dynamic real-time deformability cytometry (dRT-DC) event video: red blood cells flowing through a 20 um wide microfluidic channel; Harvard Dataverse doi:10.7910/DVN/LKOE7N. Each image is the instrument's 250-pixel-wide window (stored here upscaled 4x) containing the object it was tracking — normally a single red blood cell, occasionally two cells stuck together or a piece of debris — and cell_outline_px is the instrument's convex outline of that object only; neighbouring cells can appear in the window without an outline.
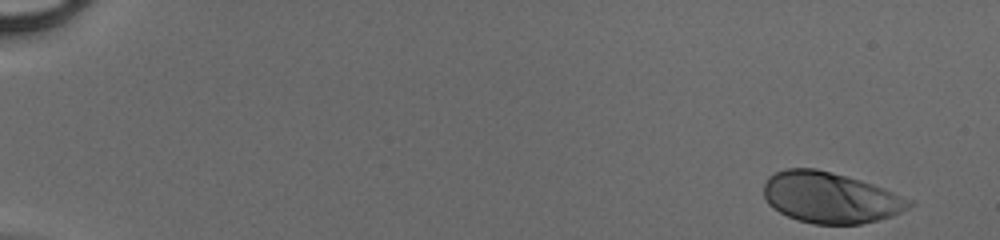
{"species": "human", "species_latin": "Homo sapiens", "temperature_condition": "cold", "stored_images_in_passage": 42, "camera_frame_rate_fps": 3000, "um_per_image_px": 0.085, "donor": {"sex": "male"}, "frame": {"image": 1, "passage_image": 1, "time_ms": 0.0, "image_size_px": [1000, 240], "cell_outline_px": [[916, 204], [892, 216], [860, 224], [812, 224], [796, 220], [772, 208], [768, 204], [764, 196], [764, 184], [768, 176], [784, 168], [816, 168], [860, 180], [884, 188], [912, 200]], "centroid_in_image_um": [70.56, 16.8], "position_along_channel_um": 14.4, "area_um2": 43.23}}
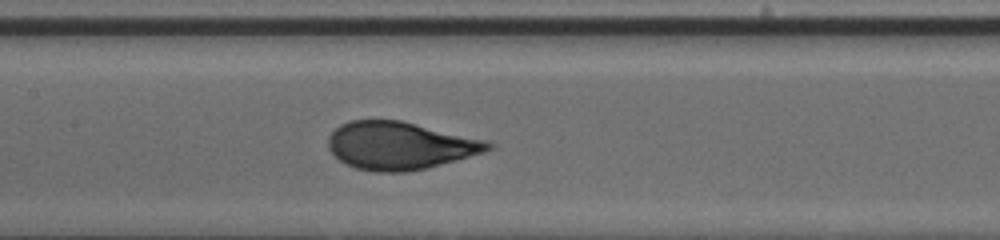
{"frame": {"image": 2, "passage_image": 24, "time_ms": 7.667, "image_size_px": [1000, 240], "cell_outline_px": [[496, 144], [492, 148], [484, 152], [428, 168], [404, 172], [376, 172], [356, 168], [344, 164], [328, 148], [328, 136], [340, 124], [348, 120], [400, 120], [492, 140]], "centroid_in_image_um": [34.04, 12.37], "position_along_channel_um": 173.4, "area_um2": 44.97}}
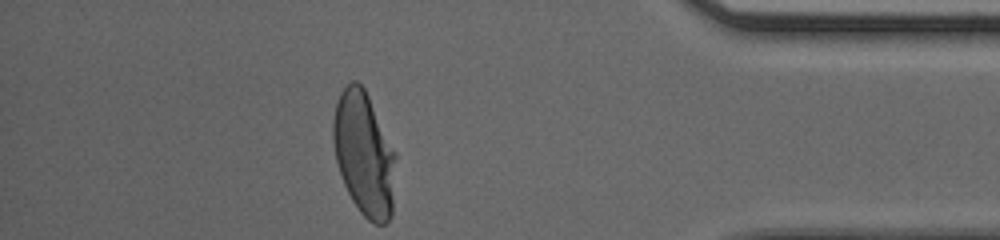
{"frame": {"image": 3, "passage_image": 42, "time_ms": 13.667, "image_size_px": [1000, 240], "cell_outline_px": [[396, 156], [392, 216], [384, 224], [376, 224], [368, 220], [360, 212], [352, 200], [344, 184], [336, 160], [332, 140], [332, 120], [336, 104], [340, 92], [352, 80], [356, 80], [364, 88], [396, 152]], "centroid_in_image_um": [30.94, 13.09], "position_along_channel_um": 404.3, "area_um2": 45.2}}